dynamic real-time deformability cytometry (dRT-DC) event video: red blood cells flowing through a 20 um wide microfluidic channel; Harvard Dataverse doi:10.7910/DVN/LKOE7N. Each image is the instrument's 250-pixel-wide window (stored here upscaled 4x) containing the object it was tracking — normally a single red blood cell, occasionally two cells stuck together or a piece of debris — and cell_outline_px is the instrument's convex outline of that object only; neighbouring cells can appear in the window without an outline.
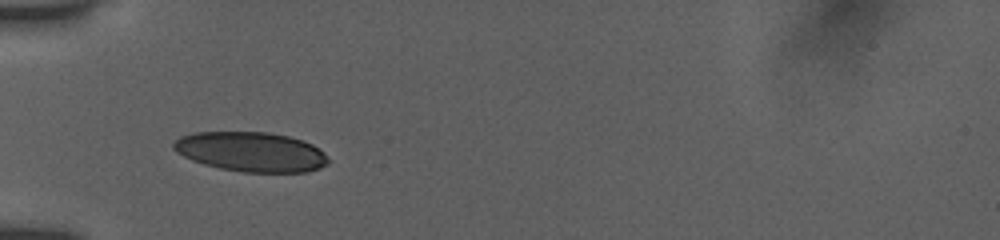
{"species": "human", "species_latin": "Homo sapiens", "temperature_condition": "room temperature", "stored_images_in_passage": 36, "camera_frame_rate_fps": 3000, "um_per_image_px": 0.085, "donor": {"sex": "female"}, "frame": {"image": 1, "passage_image": 1, "time_ms": 0.0, "image_size_px": [1000, 240], "cell_outline_px": [[328, 160], [320, 168], [308, 172], [240, 172], [220, 168], [204, 164], [192, 160], [176, 152], [172, 148], [172, 144], [180, 136], [196, 132], [268, 132], [288, 136], [312, 144], [324, 152]], "centroid_in_image_um": [21.31, 12.9], "position_along_channel_um": 63.7, "area_um2": 35.66}}
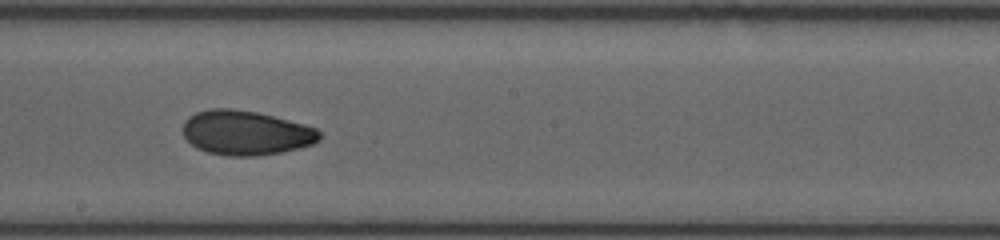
{"frame": {"image": 2, "passage_image": 14, "time_ms": 4.333, "image_size_px": [1000, 240], "cell_outline_px": [[320, 140], [312, 144], [280, 152], [256, 156], [228, 156], [208, 152], [196, 148], [184, 136], [184, 120], [188, 116], [196, 112], [208, 108], [232, 108], [256, 112], [304, 124], [316, 128], [320, 132]], "centroid_in_image_um": [20.87, 11.28], "position_along_channel_um": 227.3, "area_um2": 35.32}}
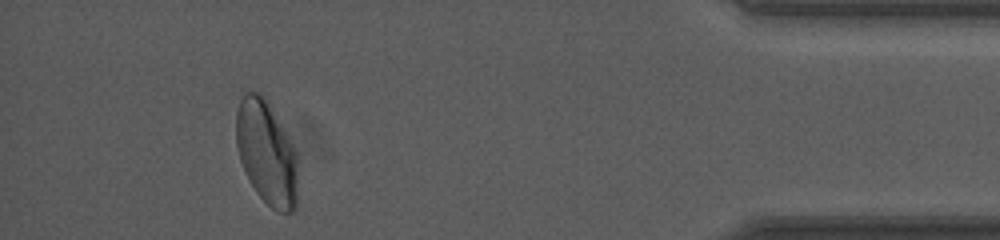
{"frame": {"image": 3, "passage_image": 32, "time_ms": 10.333, "image_size_px": [1000, 240], "cell_outline_px": [[296, 208], [292, 212], [280, 212], [272, 208], [256, 192], [248, 180], [244, 172], [240, 160], [236, 144], [236, 112], [240, 100], [244, 92], [260, 92], [292, 144], [296, 152]], "centroid_in_image_um": [22.62, 13.01], "position_along_channel_um": 412.6, "area_um2": 36.7}, "authors_computed_cell_mechanics": {"area_um2": 35.9516, "velocity_mm_per_s": 3.9022, "shape_relaxation_time_tau1_ms": 7.2095, "shape_relaxation_time_tau2_ms": 1.9139, "deformation_change_tau1": 0.1672, "deformation_change_tau2": 0.0553}}